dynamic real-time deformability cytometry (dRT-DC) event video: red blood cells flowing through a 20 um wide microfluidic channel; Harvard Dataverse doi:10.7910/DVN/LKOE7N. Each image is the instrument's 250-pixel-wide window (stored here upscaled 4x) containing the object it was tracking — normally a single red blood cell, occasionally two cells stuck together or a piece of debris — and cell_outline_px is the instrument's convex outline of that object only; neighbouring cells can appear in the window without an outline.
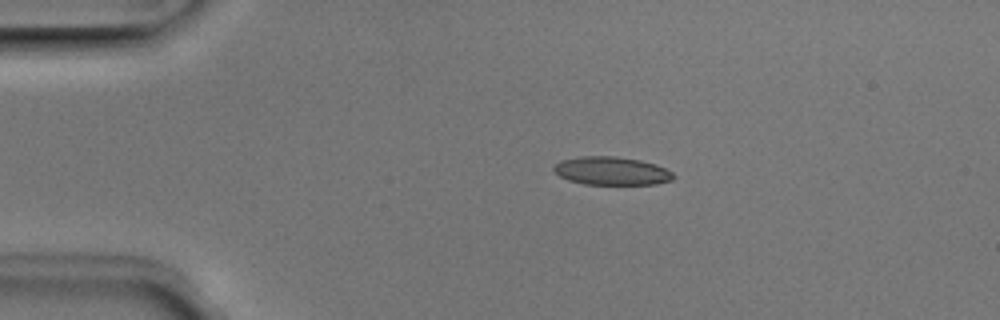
{"species": "Egyptian fruit bat (a non-hibernating species)", "species_latin": "Rousettus aegyptiacus", "temperature_condition": "room temperature", "stored_images_in_passage": 4, "camera_frame_rate_fps": 3000, "um_per_image_px": 0.085, "animal": {"sex": "male"}, "frame": {"image": 1, "passage_image": 3, "time_ms": 0.667, "image_size_px": [1000, 320], "cell_outline_px": [[676, 176], [672, 180], [656, 184], [584, 184], [568, 180], [560, 176], [552, 168], [560, 160], [580, 156], [616, 156], [640, 160], [656, 164], [672, 172]], "centroid_in_image_um": [51.99, 14.52], "position_along_channel_um": 33.0, "area_um2": 19.71}}
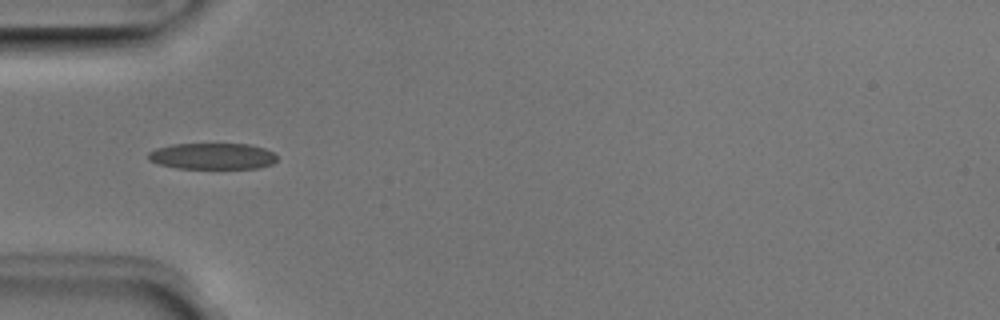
{"frame": {"image": 2, "passage_image": 4, "time_ms": 1.0, "image_size_px": [1000, 320], "cell_outline_px": [[276, 160], [272, 164], [256, 168], [176, 168], [160, 164], [148, 160], [148, 152], [156, 148], [172, 144], [248, 144], [264, 148], [272, 152], [276, 156]], "centroid_in_image_um": [18.03, 13.27], "position_along_channel_um": 67.0, "area_um2": 19.59}}